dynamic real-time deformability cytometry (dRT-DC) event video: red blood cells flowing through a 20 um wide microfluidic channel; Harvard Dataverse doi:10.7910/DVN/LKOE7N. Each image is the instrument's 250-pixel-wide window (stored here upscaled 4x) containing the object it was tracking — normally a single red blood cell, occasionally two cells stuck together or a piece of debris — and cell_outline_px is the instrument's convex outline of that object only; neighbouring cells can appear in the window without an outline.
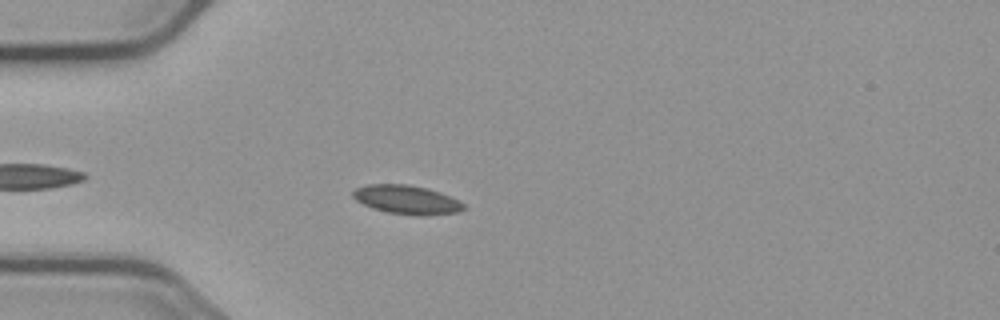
{"species": "common noctule bat (a hibernating species)", "species_latin": "Nyctalus noctula", "temperature_condition": "cold", "stored_images_in_passage": 47, "camera_frame_rate_fps": 3000, "um_per_image_px": 0.085, "animal": {"sex": "male", "body_mass_g": 23.1, "forearm_length_mm": 52.7}, "frame": {"image": 1, "passage_image": 7, "time_ms": 2.0, "image_size_px": [1000, 320], "cell_outline_px": [[468, 208], [460, 212], [428, 216], [412, 216], [388, 212], [372, 208], [356, 200], [352, 196], [352, 192], [356, 188], [368, 184], [408, 184], [428, 188], [440, 192], [460, 200]], "centroid_in_image_um": [34.63, 16.99], "position_along_channel_um": 50.4, "area_um2": 19.02}}
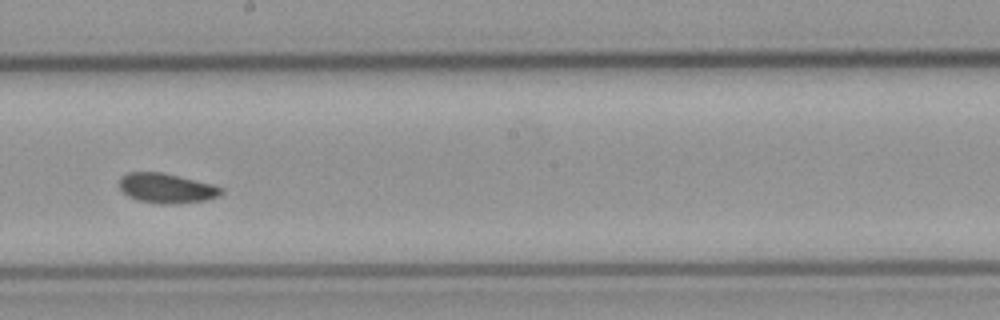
{"frame": {"image": 2, "passage_image": 23, "time_ms": 7.333, "image_size_px": [1000, 320], "cell_outline_px": [[224, 192], [220, 196], [208, 200], [180, 204], [160, 204], [136, 200], [128, 196], [120, 188], [120, 176], [128, 172], [164, 172], [212, 184], [224, 188]], "centroid_in_image_um": [14.19, 16.01], "position_along_channel_um": 234.0, "area_um2": 18.03}}
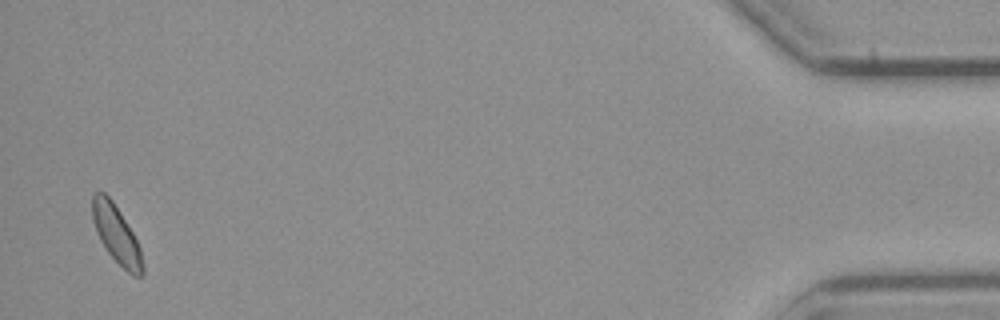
{"frame": {"image": 3, "passage_image": 46, "time_ms": 15.0, "image_size_px": [1000, 320], "cell_outline_px": [[144, 276], [132, 276], [108, 252], [100, 240], [92, 220], [92, 196], [96, 192], [104, 192], [112, 200], [120, 212], [132, 232], [140, 248], [144, 268]], "centroid_in_image_um": [9.9, 19.93], "position_along_channel_um": 425.3, "area_um2": 16.7}}